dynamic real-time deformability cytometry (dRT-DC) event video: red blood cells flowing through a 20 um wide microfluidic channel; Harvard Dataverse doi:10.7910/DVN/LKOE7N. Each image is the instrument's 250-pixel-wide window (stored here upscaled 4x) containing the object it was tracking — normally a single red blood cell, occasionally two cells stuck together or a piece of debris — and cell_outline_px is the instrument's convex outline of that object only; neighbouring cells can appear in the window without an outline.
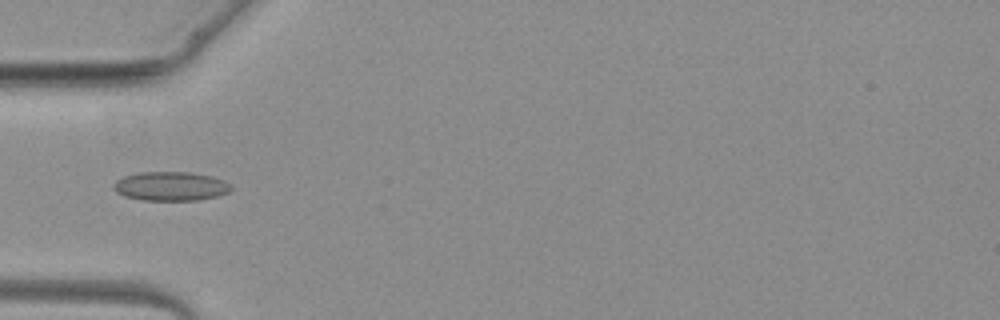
{"species": "common noctule bat (a hibernating species)", "species_latin": "Nyctalus noctula", "temperature_condition": "warm", "stored_images_in_passage": 4, "camera_frame_rate_fps": 3000, "um_per_image_px": 0.085, "animal": {"sex": "female", "body_mass_g": 19.3, "forearm_length_mm": 54.1}, "frame": {"image": 1, "passage_image": 4, "time_ms": 3.333, "image_size_px": [1000, 320], "cell_outline_px": [[232, 188], [228, 192], [216, 196], [196, 200], [140, 200], [124, 196], [116, 192], [112, 188], [112, 184], [116, 180], [124, 176], [136, 172], [192, 172], [212, 176], [224, 180], [232, 184]], "centroid_in_image_um": [14.48, 15.82], "position_along_channel_um": 70.5, "area_um2": 20.11}}